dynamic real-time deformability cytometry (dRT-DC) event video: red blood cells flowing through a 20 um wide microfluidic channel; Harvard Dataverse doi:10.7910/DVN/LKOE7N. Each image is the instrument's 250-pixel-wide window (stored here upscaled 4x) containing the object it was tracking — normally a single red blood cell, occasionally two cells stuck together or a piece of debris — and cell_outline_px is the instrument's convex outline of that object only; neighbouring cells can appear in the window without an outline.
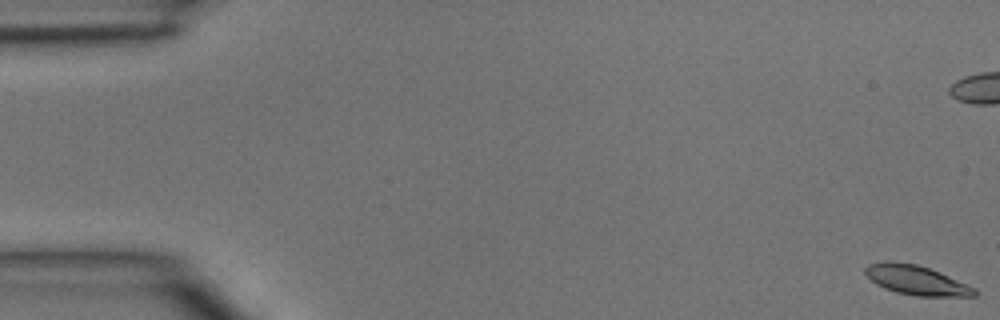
{"species": "common noctule bat (a hibernating species)", "species_latin": "Nyctalus noctula", "temperature_condition": "room temperature", "stored_images_in_passage": 8, "camera_frame_rate_fps": 3000, "um_per_image_px": 0.085, "animal": {"sex": "male", "body_mass_g": 15.6}, "frame": {"image": 1, "passage_image": 1, "time_ms": 0.0, "image_size_px": [1000, 320], "cell_outline_px": [[976, 296], [916, 296], [896, 292], [884, 288], [876, 284], [864, 272], [864, 268], [868, 264], [884, 260], [892, 260], [916, 264], [940, 272], [976, 288]], "centroid_in_image_um": [77.86, 23.79], "position_along_channel_um": 7.1, "area_um2": 18.84}}